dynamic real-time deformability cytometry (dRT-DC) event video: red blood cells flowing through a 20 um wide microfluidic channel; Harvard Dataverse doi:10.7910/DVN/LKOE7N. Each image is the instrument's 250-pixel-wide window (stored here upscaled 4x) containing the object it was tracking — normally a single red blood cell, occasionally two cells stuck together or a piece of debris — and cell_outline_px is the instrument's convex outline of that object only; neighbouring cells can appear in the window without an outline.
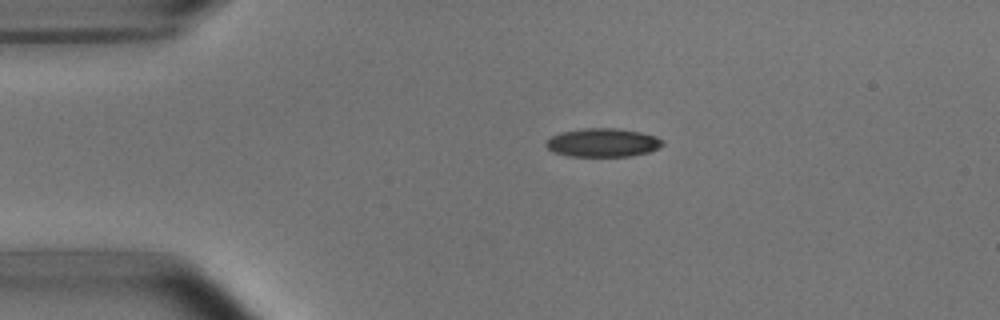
{"species": "common noctule bat (a hibernating species)", "species_latin": "Nyctalus noctula", "temperature_condition": "room temperature", "stored_images_in_passage": 6, "camera_frame_rate_fps": 3000, "um_per_image_px": 0.085, "animal": {"sex": "male", "body_mass_g": 15.6}, "frame": {"image": 1, "passage_image": 6, "time_ms": 5.667, "image_size_px": [1000, 320], "cell_outline_px": [[664, 144], [660, 148], [648, 152], [632, 156], [568, 156], [556, 152], [548, 148], [544, 144], [552, 136], [560, 132], [584, 128], [616, 128], [640, 132], [656, 136], [664, 140]], "centroid_in_image_um": [51.28, 12.12], "position_along_channel_um": 33.7, "area_um2": 19.42}}